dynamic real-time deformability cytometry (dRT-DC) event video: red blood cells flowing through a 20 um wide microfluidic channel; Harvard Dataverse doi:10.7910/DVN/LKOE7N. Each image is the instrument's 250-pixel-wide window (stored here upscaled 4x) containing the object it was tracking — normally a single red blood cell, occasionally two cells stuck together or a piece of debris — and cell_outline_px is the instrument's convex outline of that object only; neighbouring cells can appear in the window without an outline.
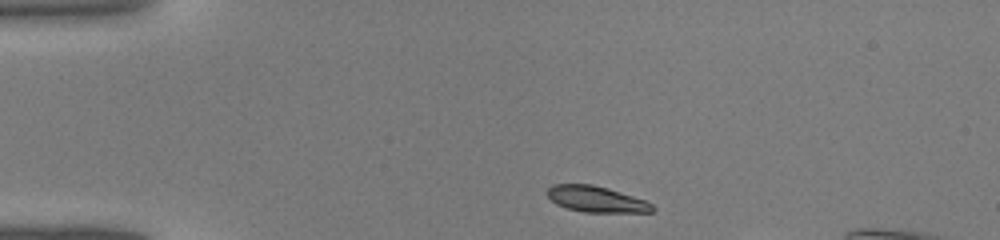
{"species": "common noctule bat (a hibernating species)", "species_latin": "Nyctalus noctula", "temperature_condition": "warm", "stored_images_in_passage": 9, "camera_frame_rate_fps": 3000, "um_per_image_px": 0.085, "animal": {"sex": "male", "body_mass_g": 19.0, "forearm_length_mm": 50.8}, "frame": {"image": 1, "passage_image": 1, "time_ms": 0.0, "image_size_px": [1000, 240], "cell_outline_px": [[656, 208], [652, 212], [584, 212], [568, 208], [556, 204], [548, 196], [548, 188], [552, 184], [592, 184], [608, 188], [648, 200]], "centroid_in_image_um": [50.73, 16.92], "position_along_channel_um": 34.3, "area_um2": 16.01}}
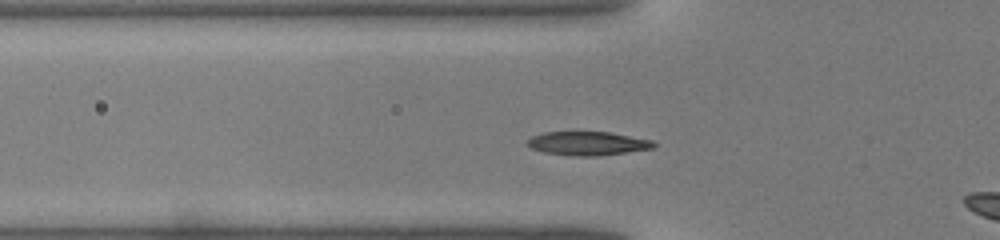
{"frame": {"image": 2, "passage_image": 7, "time_ms": 2.0, "image_size_px": [1000, 240], "cell_outline_px": [[656, 148], [596, 156], [576, 156], [544, 152], [532, 148], [524, 144], [524, 140], [532, 136], [544, 132], [608, 132], [652, 140], [656, 144]], "centroid_in_image_um": [49.92, 12.19], "position_along_channel_um": 75.9, "area_um2": 17.51}}